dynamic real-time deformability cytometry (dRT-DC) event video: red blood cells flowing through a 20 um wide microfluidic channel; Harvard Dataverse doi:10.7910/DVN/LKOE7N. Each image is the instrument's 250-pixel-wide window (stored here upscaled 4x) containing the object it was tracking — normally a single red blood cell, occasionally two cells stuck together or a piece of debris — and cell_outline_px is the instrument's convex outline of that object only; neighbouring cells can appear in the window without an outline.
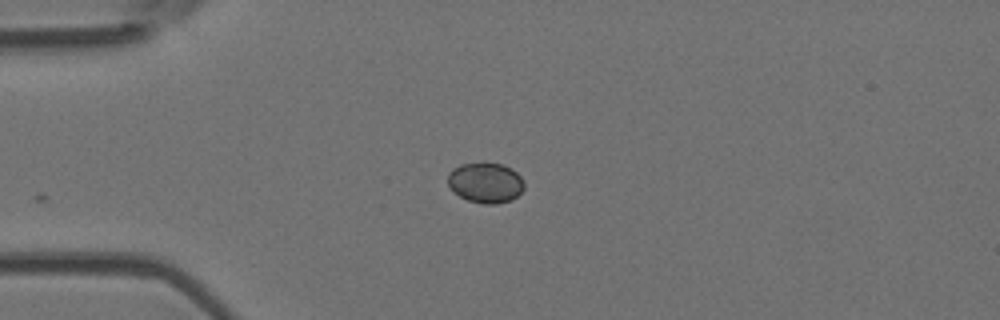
{"species": "Egyptian fruit bat (a non-hibernating species)", "species_latin": "Rousettus aegyptiacus", "temperature_condition": "room temperature", "stored_images_in_passage": 13, "camera_frame_rate_fps": 3000, "um_per_image_px": 0.085, "animal": {"sex": "female"}, "frame": {"image": 1, "passage_image": 1, "time_ms": 0.0, "image_size_px": [1000, 320], "cell_outline_px": [[524, 188], [512, 200], [496, 204], [484, 204], [468, 200], [452, 192], [448, 184], [448, 172], [452, 168], [460, 164], [504, 164], [512, 168], [524, 180]], "centroid_in_image_um": [41.26, 15.54], "position_along_channel_um": 43.7, "area_um2": 17.98}}
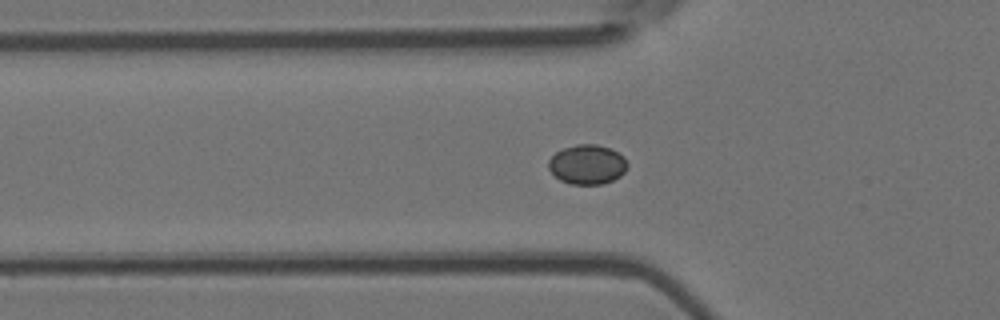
{"frame": {"image": 2, "passage_image": 5, "time_ms": 1.333, "image_size_px": [1000, 320], "cell_outline_px": [[628, 168], [620, 176], [612, 180], [600, 184], [568, 184], [560, 180], [548, 168], [548, 160], [556, 152], [564, 148], [576, 144], [596, 144], [608, 148], [624, 156], [628, 164]], "centroid_in_image_um": [49.91, 13.98], "position_along_channel_um": 75.9, "area_um2": 18.15}}
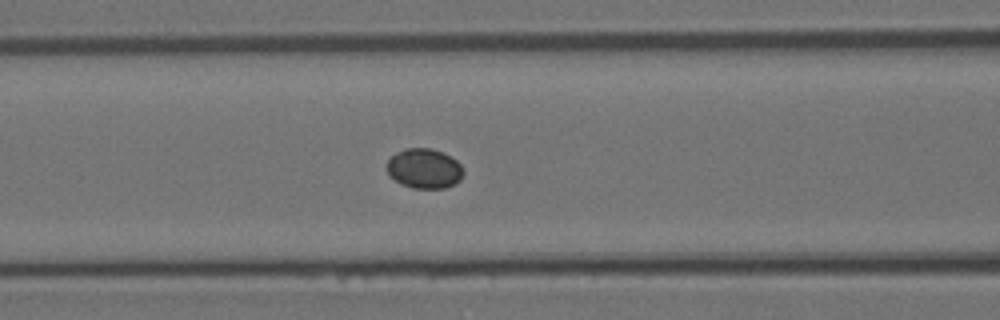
{"frame": {"image": 3, "passage_image": 9, "time_ms": 2.667, "image_size_px": [1000, 320], "cell_outline_px": [[464, 172], [460, 180], [444, 188], [412, 188], [400, 184], [388, 176], [388, 160], [396, 152], [404, 148], [432, 148], [456, 160], [460, 164]], "centroid_in_image_um": [36.03, 14.33], "position_along_channel_um": 130.6, "area_um2": 17.69}}